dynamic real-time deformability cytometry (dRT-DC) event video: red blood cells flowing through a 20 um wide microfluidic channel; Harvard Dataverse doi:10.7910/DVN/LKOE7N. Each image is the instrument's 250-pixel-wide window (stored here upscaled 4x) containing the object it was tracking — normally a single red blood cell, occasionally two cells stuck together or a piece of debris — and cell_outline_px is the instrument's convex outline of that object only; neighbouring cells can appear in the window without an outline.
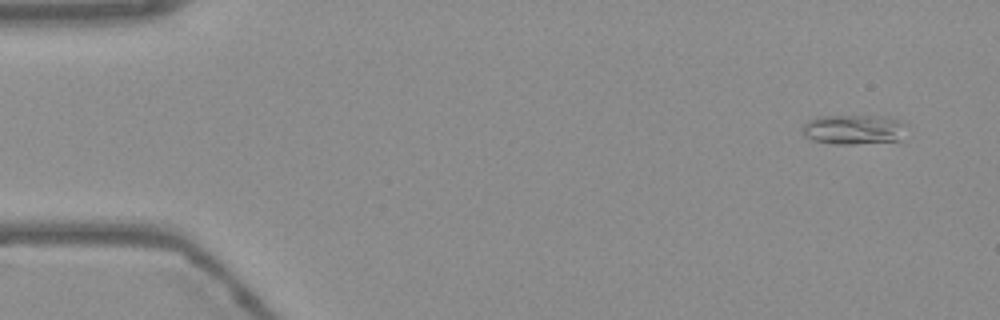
{"species": "Egyptian fruit bat (a non-hibernating species)", "species_latin": "Rousettus aegyptiacus", "temperature_condition": "warm", "stored_images_in_passage": 54, "camera_frame_rate_fps": 3000, "um_per_image_px": 0.085, "frame": {"image": 1, "passage_image": 4, "time_ms": 1.0, "image_size_px": [1000, 320], "cell_outline_px": [[908, 124], [900, 140], [852, 144], [836, 144], [812, 140], [804, 136], [804, 124], [808, 120], [820, 116], [872, 116], [900, 120]], "centroid_in_image_um": [72.58, 11.01], "position_along_channel_um": 12.4, "area_um2": 17.86}}
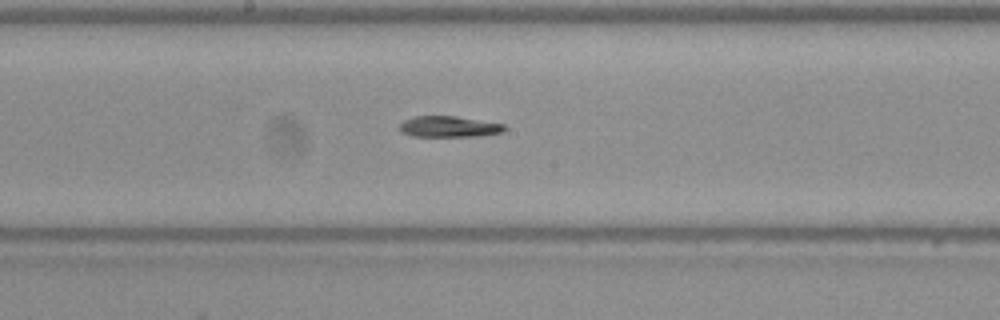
{"frame": {"image": 2, "passage_image": 29, "time_ms": 9.333, "image_size_px": [1000, 320], "cell_outline_px": [[508, 128], [504, 132], [480, 136], [412, 136], [400, 132], [396, 128], [404, 120], [416, 116], [456, 116], [504, 124]], "centroid_in_image_um": [38.16, 10.77], "position_along_channel_um": 210.0, "area_um2": 13.01}}
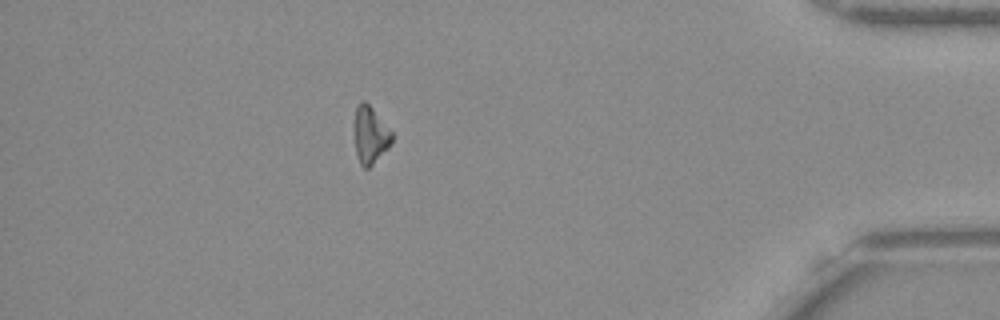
{"frame": {"image": 3, "passage_image": 48, "time_ms": 15.667, "image_size_px": [1000, 320], "cell_outline_px": [[392, 144], [368, 168], [364, 168], [360, 164], [356, 152], [356, 108], [360, 100], [364, 100], [372, 108], [392, 132]], "centroid_in_image_um": [31.5, 11.48], "position_along_channel_um": 403.7, "area_um2": 12.02}}